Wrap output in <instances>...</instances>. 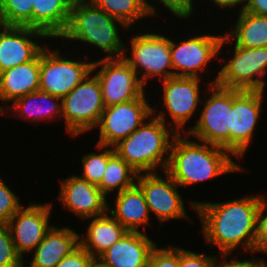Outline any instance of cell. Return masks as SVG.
<instances>
[{
  "label": "cell",
  "instance_id": "cell-9",
  "mask_svg": "<svg viewBox=\"0 0 267 267\" xmlns=\"http://www.w3.org/2000/svg\"><path fill=\"white\" fill-rule=\"evenodd\" d=\"M197 31V35L189 34L190 37L185 35V39L181 37V40L171 37L170 55L174 76L204 79V73H207L211 79V74L213 76L212 71H216L217 74L213 76L215 84L218 71L213 68V64H215L216 60L217 62L219 60V47L224 32L221 30V33L216 34L215 32L211 34L208 31L206 33L205 29H202L204 33L198 29Z\"/></svg>",
  "mask_w": 267,
  "mask_h": 267
},
{
  "label": "cell",
  "instance_id": "cell-8",
  "mask_svg": "<svg viewBox=\"0 0 267 267\" xmlns=\"http://www.w3.org/2000/svg\"><path fill=\"white\" fill-rule=\"evenodd\" d=\"M56 41L58 40H52L53 43L51 44L47 43L40 52L39 90L63 98L90 74L93 66L91 59L96 56L90 57L91 53L89 52H84L86 53L84 55L82 52L85 50H78L77 53L80 56L77 53L76 55L68 53L67 56L65 53L69 50H66L64 45H62L64 49L60 48L61 45L58 47ZM63 50L67 52H63Z\"/></svg>",
  "mask_w": 267,
  "mask_h": 267
},
{
  "label": "cell",
  "instance_id": "cell-35",
  "mask_svg": "<svg viewBox=\"0 0 267 267\" xmlns=\"http://www.w3.org/2000/svg\"><path fill=\"white\" fill-rule=\"evenodd\" d=\"M166 246L156 245L150 254L148 267H179V245Z\"/></svg>",
  "mask_w": 267,
  "mask_h": 267
},
{
  "label": "cell",
  "instance_id": "cell-17",
  "mask_svg": "<svg viewBox=\"0 0 267 267\" xmlns=\"http://www.w3.org/2000/svg\"><path fill=\"white\" fill-rule=\"evenodd\" d=\"M59 181L58 203L61 202L60 205L65 212H71L79 221L108 212V197L97 185L89 183L77 173L69 174Z\"/></svg>",
  "mask_w": 267,
  "mask_h": 267
},
{
  "label": "cell",
  "instance_id": "cell-25",
  "mask_svg": "<svg viewBox=\"0 0 267 267\" xmlns=\"http://www.w3.org/2000/svg\"><path fill=\"white\" fill-rule=\"evenodd\" d=\"M74 0H34L32 28L44 32L51 40H58L66 31Z\"/></svg>",
  "mask_w": 267,
  "mask_h": 267
},
{
  "label": "cell",
  "instance_id": "cell-37",
  "mask_svg": "<svg viewBox=\"0 0 267 267\" xmlns=\"http://www.w3.org/2000/svg\"><path fill=\"white\" fill-rule=\"evenodd\" d=\"M240 253L234 255H219L217 261V267H267V260L266 258L260 257V255L251 254L249 256H241ZM240 256V258L238 257ZM245 257V258H244ZM247 257V258H246ZM239 258V259H238Z\"/></svg>",
  "mask_w": 267,
  "mask_h": 267
},
{
  "label": "cell",
  "instance_id": "cell-26",
  "mask_svg": "<svg viewBox=\"0 0 267 267\" xmlns=\"http://www.w3.org/2000/svg\"><path fill=\"white\" fill-rule=\"evenodd\" d=\"M238 13V14H237ZM236 18L226 29L225 35L236 45L247 48L267 46V16L256 15L244 10L235 13ZM234 23V24H233ZM230 30V31H229Z\"/></svg>",
  "mask_w": 267,
  "mask_h": 267
},
{
  "label": "cell",
  "instance_id": "cell-4",
  "mask_svg": "<svg viewBox=\"0 0 267 267\" xmlns=\"http://www.w3.org/2000/svg\"><path fill=\"white\" fill-rule=\"evenodd\" d=\"M177 133L153 114L131 135L114 146L115 152L138 174L165 171Z\"/></svg>",
  "mask_w": 267,
  "mask_h": 267
},
{
  "label": "cell",
  "instance_id": "cell-42",
  "mask_svg": "<svg viewBox=\"0 0 267 267\" xmlns=\"http://www.w3.org/2000/svg\"><path fill=\"white\" fill-rule=\"evenodd\" d=\"M94 267H103L101 265H99L97 262L95 263Z\"/></svg>",
  "mask_w": 267,
  "mask_h": 267
},
{
  "label": "cell",
  "instance_id": "cell-33",
  "mask_svg": "<svg viewBox=\"0 0 267 267\" xmlns=\"http://www.w3.org/2000/svg\"><path fill=\"white\" fill-rule=\"evenodd\" d=\"M7 225H0V267H22Z\"/></svg>",
  "mask_w": 267,
  "mask_h": 267
},
{
  "label": "cell",
  "instance_id": "cell-21",
  "mask_svg": "<svg viewBox=\"0 0 267 267\" xmlns=\"http://www.w3.org/2000/svg\"><path fill=\"white\" fill-rule=\"evenodd\" d=\"M108 198V213L128 231L147 233L151 225V215L141 188L135 183L132 187ZM114 199V200H113ZM113 200V202H112ZM114 203V204H113ZM111 204H113L111 207Z\"/></svg>",
  "mask_w": 267,
  "mask_h": 267
},
{
  "label": "cell",
  "instance_id": "cell-36",
  "mask_svg": "<svg viewBox=\"0 0 267 267\" xmlns=\"http://www.w3.org/2000/svg\"><path fill=\"white\" fill-rule=\"evenodd\" d=\"M267 255V196L261 194V202L257 215V232L254 254Z\"/></svg>",
  "mask_w": 267,
  "mask_h": 267
},
{
  "label": "cell",
  "instance_id": "cell-18",
  "mask_svg": "<svg viewBox=\"0 0 267 267\" xmlns=\"http://www.w3.org/2000/svg\"><path fill=\"white\" fill-rule=\"evenodd\" d=\"M47 41L52 40L38 29L3 25L0 28V73L32 61Z\"/></svg>",
  "mask_w": 267,
  "mask_h": 267
},
{
  "label": "cell",
  "instance_id": "cell-30",
  "mask_svg": "<svg viewBox=\"0 0 267 267\" xmlns=\"http://www.w3.org/2000/svg\"><path fill=\"white\" fill-rule=\"evenodd\" d=\"M197 1H198V4L194 0H151V1L145 0V5L147 8L148 14L150 16V19L151 18L152 19L153 18L163 19L164 16L161 15L160 11L166 14L167 12L162 11V9L163 10L165 9L164 11L167 10L168 13H170L171 17L174 18V20L176 18L179 20L177 22L181 23L182 22L181 20L183 19L189 21L191 17L193 18L197 16L195 10H199L198 5L199 4L201 5L200 1L199 0ZM158 6H160V8Z\"/></svg>",
  "mask_w": 267,
  "mask_h": 267
},
{
  "label": "cell",
  "instance_id": "cell-32",
  "mask_svg": "<svg viewBox=\"0 0 267 267\" xmlns=\"http://www.w3.org/2000/svg\"><path fill=\"white\" fill-rule=\"evenodd\" d=\"M14 192L0 173V225H7L10 218L23 206L21 198Z\"/></svg>",
  "mask_w": 267,
  "mask_h": 267
},
{
  "label": "cell",
  "instance_id": "cell-7",
  "mask_svg": "<svg viewBox=\"0 0 267 267\" xmlns=\"http://www.w3.org/2000/svg\"><path fill=\"white\" fill-rule=\"evenodd\" d=\"M136 28L138 27L133 29V34H126L122 58L136 72L142 84L149 88L152 79L157 81L158 86L159 81L175 77L170 55L171 37L158 27L155 29L157 33L151 29H141L136 33Z\"/></svg>",
  "mask_w": 267,
  "mask_h": 267
},
{
  "label": "cell",
  "instance_id": "cell-3",
  "mask_svg": "<svg viewBox=\"0 0 267 267\" xmlns=\"http://www.w3.org/2000/svg\"><path fill=\"white\" fill-rule=\"evenodd\" d=\"M130 31L123 22L114 19L92 1L74 0L68 27L58 39V42L63 43L58 45L67 46L68 42L69 45L75 42L84 49L87 48L86 51L90 48L92 51L94 49V53L99 51L101 56L99 54L95 60L122 58L125 45L123 40H126L124 34L131 33Z\"/></svg>",
  "mask_w": 267,
  "mask_h": 267
},
{
  "label": "cell",
  "instance_id": "cell-6",
  "mask_svg": "<svg viewBox=\"0 0 267 267\" xmlns=\"http://www.w3.org/2000/svg\"><path fill=\"white\" fill-rule=\"evenodd\" d=\"M218 64L221 67L215 84L219 87L242 91L267 90V46H236L224 34L220 42Z\"/></svg>",
  "mask_w": 267,
  "mask_h": 267
},
{
  "label": "cell",
  "instance_id": "cell-12",
  "mask_svg": "<svg viewBox=\"0 0 267 267\" xmlns=\"http://www.w3.org/2000/svg\"><path fill=\"white\" fill-rule=\"evenodd\" d=\"M105 109L97 76L91 71L70 93L62 98L64 130L71 138L91 132ZM65 122V123H64ZM91 131V132H90Z\"/></svg>",
  "mask_w": 267,
  "mask_h": 267
},
{
  "label": "cell",
  "instance_id": "cell-29",
  "mask_svg": "<svg viewBox=\"0 0 267 267\" xmlns=\"http://www.w3.org/2000/svg\"><path fill=\"white\" fill-rule=\"evenodd\" d=\"M95 151H90L81 156V178L86 179L89 183L99 185L102 181L103 174L108 164V159L115 153L114 147L95 143ZM96 150L98 152H96Z\"/></svg>",
  "mask_w": 267,
  "mask_h": 267
},
{
  "label": "cell",
  "instance_id": "cell-31",
  "mask_svg": "<svg viewBox=\"0 0 267 267\" xmlns=\"http://www.w3.org/2000/svg\"><path fill=\"white\" fill-rule=\"evenodd\" d=\"M34 0H0V12L4 25L32 28V4Z\"/></svg>",
  "mask_w": 267,
  "mask_h": 267
},
{
  "label": "cell",
  "instance_id": "cell-23",
  "mask_svg": "<svg viewBox=\"0 0 267 267\" xmlns=\"http://www.w3.org/2000/svg\"><path fill=\"white\" fill-rule=\"evenodd\" d=\"M40 53L27 63L0 73V112L14 100L39 90Z\"/></svg>",
  "mask_w": 267,
  "mask_h": 267
},
{
  "label": "cell",
  "instance_id": "cell-16",
  "mask_svg": "<svg viewBox=\"0 0 267 267\" xmlns=\"http://www.w3.org/2000/svg\"><path fill=\"white\" fill-rule=\"evenodd\" d=\"M92 72L98 78L105 107L136 99L147 91L123 58L93 59Z\"/></svg>",
  "mask_w": 267,
  "mask_h": 267
},
{
  "label": "cell",
  "instance_id": "cell-19",
  "mask_svg": "<svg viewBox=\"0 0 267 267\" xmlns=\"http://www.w3.org/2000/svg\"><path fill=\"white\" fill-rule=\"evenodd\" d=\"M157 244L148 233L127 231L96 262L103 267H148L150 254Z\"/></svg>",
  "mask_w": 267,
  "mask_h": 267
},
{
  "label": "cell",
  "instance_id": "cell-24",
  "mask_svg": "<svg viewBox=\"0 0 267 267\" xmlns=\"http://www.w3.org/2000/svg\"><path fill=\"white\" fill-rule=\"evenodd\" d=\"M85 221L88 225L79 233V245L95 260L128 231L108 212L81 222Z\"/></svg>",
  "mask_w": 267,
  "mask_h": 267
},
{
  "label": "cell",
  "instance_id": "cell-1",
  "mask_svg": "<svg viewBox=\"0 0 267 267\" xmlns=\"http://www.w3.org/2000/svg\"><path fill=\"white\" fill-rule=\"evenodd\" d=\"M229 199L197 201L195 217L202 225L199 233L204 237V244L210 245V249L216 248L218 256L237 255L242 251L245 255L254 254L261 193H245ZM237 249L240 252L234 253Z\"/></svg>",
  "mask_w": 267,
  "mask_h": 267
},
{
  "label": "cell",
  "instance_id": "cell-27",
  "mask_svg": "<svg viewBox=\"0 0 267 267\" xmlns=\"http://www.w3.org/2000/svg\"><path fill=\"white\" fill-rule=\"evenodd\" d=\"M138 173L131 168L116 152L108 159V164L98 187L110 195L122 192L136 183Z\"/></svg>",
  "mask_w": 267,
  "mask_h": 267
},
{
  "label": "cell",
  "instance_id": "cell-22",
  "mask_svg": "<svg viewBox=\"0 0 267 267\" xmlns=\"http://www.w3.org/2000/svg\"><path fill=\"white\" fill-rule=\"evenodd\" d=\"M79 246V233L76 229L54 224L42 242L23 260L25 267H55L65 256ZM30 258V260H29Z\"/></svg>",
  "mask_w": 267,
  "mask_h": 267
},
{
  "label": "cell",
  "instance_id": "cell-10",
  "mask_svg": "<svg viewBox=\"0 0 267 267\" xmlns=\"http://www.w3.org/2000/svg\"><path fill=\"white\" fill-rule=\"evenodd\" d=\"M136 184L141 188L148 206L149 213L156 217L160 226L168 221L184 219L187 223H193L194 219L188 216L187 210L190 208L193 213L197 208V200L189 199L188 205L185 201L180 186L166 172L139 173ZM188 208V209H186ZM192 218V219H191ZM188 220V221H187ZM162 224V225H161Z\"/></svg>",
  "mask_w": 267,
  "mask_h": 267
},
{
  "label": "cell",
  "instance_id": "cell-2",
  "mask_svg": "<svg viewBox=\"0 0 267 267\" xmlns=\"http://www.w3.org/2000/svg\"><path fill=\"white\" fill-rule=\"evenodd\" d=\"M222 147L193 140L187 134H177L170 147L165 171L181 187L189 189L196 184L215 180L226 174L248 172L247 167ZM248 170V171H247ZM184 187V188H183Z\"/></svg>",
  "mask_w": 267,
  "mask_h": 267
},
{
  "label": "cell",
  "instance_id": "cell-15",
  "mask_svg": "<svg viewBox=\"0 0 267 267\" xmlns=\"http://www.w3.org/2000/svg\"><path fill=\"white\" fill-rule=\"evenodd\" d=\"M24 204L7 223L16 252L25 260L42 242L46 233L55 224L53 217L54 204L50 202H30ZM28 254V255H27Z\"/></svg>",
  "mask_w": 267,
  "mask_h": 267
},
{
  "label": "cell",
  "instance_id": "cell-38",
  "mask_svg": "<svg viewBox=\"0 0 267 267\" xmlns=\"http://www.w3.org/2000/svg\"><path fill=\"white\" fill-rule=\"evenodd\" d=\"M96 260L80 245L55 267H94Z\"/></svg>",
  "mask_w": 267,
  "mask_h": 267
},
{
  "label": "cell",
  "instance_id": "cell-28",
  "mask_svg": "<svg viewBox=\"0 0 267 267\" xmlns=\"http://www.w3.org/2000/svg\"><path fill=\"white\" fill-rule=\"evenodd\" d=\"M107 14L132 29L149 18L145 0H90ZM141 21V23H140ZM139 23V24H138ZM132 27V28H131Z\"/></svg>",
  "mask_w": 267,
  "mask_h": 267
},
{
  "label": "cell",
  "instance_id": "cell-14",
  "mask_svg": "<svg viewBox=\"0 0 267 267\" xmlns=\"http://www.w3.org/2000/svg\"><path fill=\"white\" fill-rule=\"evenodd\" d=\"M151 95L145 91L140 97L128 102L105 107L97 130L96 143L114 147L121 140L131 135L152 115Z\"/></svg>",
  "mask_w": 267,
  "mask_h": 267
},
{
  "label": "cell",
  "instance_id": "cell-20",
  "mask_svg": "<svg viewBox=\"0 0 267 267\" xmlns=\"http://www.w3.org/2000/svg\"><path fill=\"white\" fill-rule=\"evenodd\" d=\"M7 115L8 118L16 117L31 122V125H41L42 122L54 123L62 120V98L37 90L9 104L1 113V116Z\"/></svg>",
  "mask_w": 267,
  "mask_h": 267
},
{
  "label": "cell",
  "instance_id": "cell-41",
  "mask_svg": "<svg viewBox=\"0 0 267 267\" xmlns=\"http://www.w3.org/2000/svg\"><path fill=\"white\" fill-rule=\"evenodd\" d=\"M3 21H2V18H1V12H0V28L3 26Z\"/></svg>",
  "mask_w": 267,
  "mask_h": 267
},
{
  "label": "cell",
  "instance_id": "cell-11",
  "mask_svg": "<svg viewBox=\"0 0 267 267\" xmlns=\"http://www.w3.org/2000/svg\"><path fill=\"white\" fill-rule=\"evenodd\" d=\"M197 121L186 133L195 140L222 147L230 152L232 89L211 84L205 91Z\"/></svg>",
  "mask_w": 267,
  "mask_h": 267
},
{
  "label": "cell",
  "instance_id": "cell-5",
  "mask_svg": "<svg viewBox=\"0 0 267 267\" xmlns=\"http://www.w3.org/2000/svg\"><path fill=\"white\" fill-rule=\"evenodd\" d=\"M158 83L162 84L160 87L162 92L158 90L156 92L160 95L158 96L160 100L158 104L153 103L156 105H152V114L170 126L177 134H186L190 129L188 122H192L193 119L195 124L194 118L197 120L202 97L207 88L214 84V79L175 76Z\"/></svg>",
  "mask_w": 267,
  "mask_h": 267
},
{
  "label": "cell",
  "instance_id": "cell-13",
  "mask_svg": "<svg viewBox=\"0 0 267 267\" xmlns=\"http://www.w3.org/2000/svg\"><path fill=\"white\" fill-rule=\"evenodd\" d=\"M265 93L232 89L230 153L239 163L250 152V145L254 144L253 139L259 129L257 126L263 116Z\"/></svg>",
  "mask_w": 267,
  "mask_h": 267
},
{
  "label": "cell",
  "instance_id": "cell-34",
  "mask_svg": "<svg viewBox=\"0 0 267 267\" xmlns=\"http://www.w3.org/2000/svg\"><path fill=\"white\" fill-rule=\"evenodd\" d=\"M194 252L179 246V267H217L218 254ZM208 254V255H207Z\"/></svg>",
  "mask_w": 267,
  "mask_h": 267
},
{
  "label": "cell",
  "instance_id": "cell-40",
  "mask_svg": "<svg viewBox=\"0 0 267 267\" xmlns=\"http://www.w3.org/2000/svg\"><path fill=\"white\" fill-rule=\"evenodd\" d=\"M241 10L267 16V0H242Z\"/></svg>",
  "mask_w": 267,
  "mask_h": 267
},
{
  "label": "cell",
  "instance_id": "cell-39",
  "mask_svg": "<svg viewBox=\"0 0 267 267\" xmlns=\"http://www.w3.org/2000/svg\"><path fill=\"white\" fill-rule=\"evenodd\" d=\"M200 1L203 4L202 0H200ZM205 1L207 3H205ZM208 2H209V7L211 5L214 6V8L217 7V11L220 9L221 11H224V12L227 11L229 13L230 11L232 12V10H233L232 13L234 16H235L234 11L238 12L242 7V0H204L203 7H206V4H208Z\"/></svg>",
  "mask_w": 267,
  "mask_h": 267
}]
</instances>
